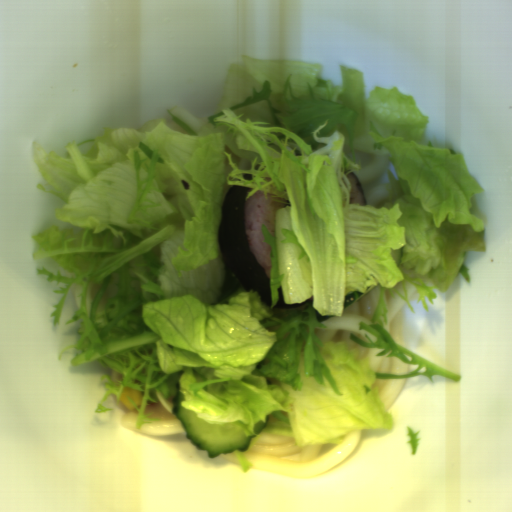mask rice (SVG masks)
<instances>
[{
    "instance_id": "1",
    "label": "rice",
    "mask_w": 512,
    "mask_h": 512,
    "mask_svg": "<svg viewBox=\"0 0 512 512\" xmlns=\"http://www.w3.org/2000/svg\"><path fill=\"white\" fill-rule=\"evenodd\" d=\"M291 206L290 201L265 194L257 190L247 198L243 213L244 228L249 250L261 269L271 276V247L265 243L262 225L273 236L275 234L276 213L279 209Z\"/></svg>"
},
{
    "instance_id": "2",
    "label": "rice",
    "mask_w": 512,
    "mask_h": 512,
    "mask_svg": "<svg viewBox=\"0 0 512 512\" xmlns=\"http://www.w3.org/2000/svg\"><path fill=\"white\" fill-rule=\"evenodd\" d=\"M347 179L350 183V195H349V203H358L361 207L365 206L364 200L361 194L360 187L355 178H353L350 174H348Z\"/></svg>"
}]
</instances>
